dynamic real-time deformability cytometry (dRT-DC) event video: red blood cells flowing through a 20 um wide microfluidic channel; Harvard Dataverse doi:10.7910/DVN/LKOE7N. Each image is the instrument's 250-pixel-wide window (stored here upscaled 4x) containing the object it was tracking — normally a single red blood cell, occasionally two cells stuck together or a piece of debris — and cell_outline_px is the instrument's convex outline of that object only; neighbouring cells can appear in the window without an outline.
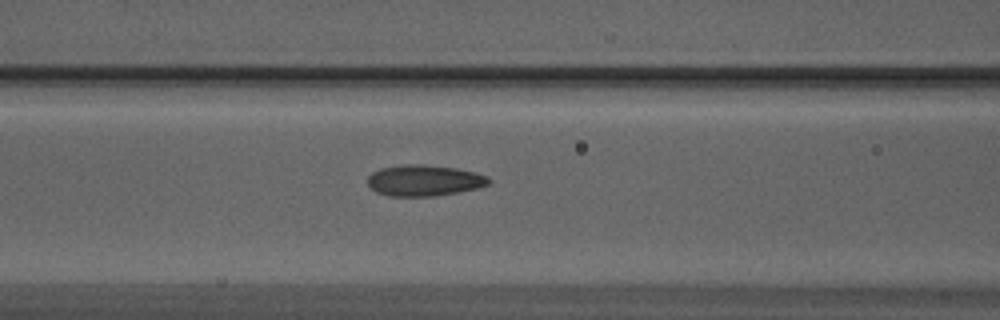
{"species": "Egyptian fruit bat (a non-hibernating species)", "species_latin": "Rousettus aegyptiacus", "temperature_condition": "warm", "stored_images_in_passage": 8, "camera_frame_rate_fps": 3000, "um_per_image_px": 0.085, "animal": {"sex": "male"}, "frame": {"image": 1, "passage_image": 7, "time_ms": 2.0, "image_size_px": [1000, 320], "cell_outline_px": [[492, 180], [488, 184], [476, 188], [436, 196], [388, 196], [376, 192], [368, 184], [368, 176], [372, 172], [380, 168], [404, 164], [424, 164], [456, 168], [488, 176]], "centroid_in_image_um": [36.03, 15.33], "position_along_channel_um": 130.6, "area_um2": 21.91}}